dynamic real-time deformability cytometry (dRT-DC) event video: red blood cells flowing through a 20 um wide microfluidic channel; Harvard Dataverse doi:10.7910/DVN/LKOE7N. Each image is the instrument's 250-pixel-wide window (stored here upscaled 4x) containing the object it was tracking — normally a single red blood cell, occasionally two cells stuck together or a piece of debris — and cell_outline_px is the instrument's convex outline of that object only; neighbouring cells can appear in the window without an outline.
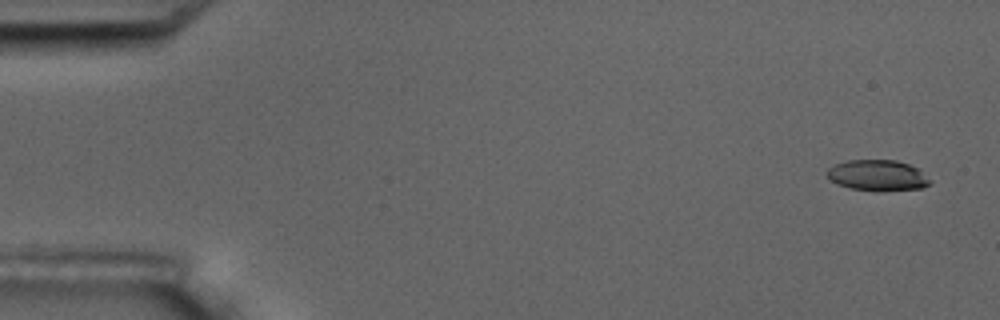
{"species": "common noctule bat (a hibernating species)", "species_latin": "Nyctalus noctula", "temperature_condition": "room temperature", "stored_images_in_passage": 4, "camera_frame_rate_fps": 3000, "um_per_image_px": 0.085, "animal": {"sex": "male", "body_mass_g": 17.5, "forearm_length_mm": 52.3}, "frame": {"image": 1, "passage_image": 1, "time_ms": 0.0, "image_size_px": [1000, 320], "cell_outline_px": [[932, 184], [920, 188], [876, 192], [852, 188], [840, 184], [832, 180], [824, 172], [828, 168], [836, 164], [848, 160], [896, 160], [920, 168], [932, 180]], "centroid_in_image_um": [74.66, 14.91], "position_along_channel_um": 10.3, "area_um2": 18.73}}
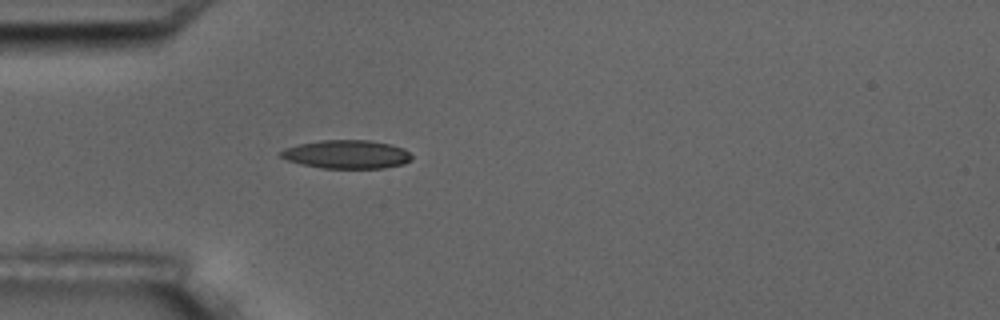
{"frame": {"image": 2, "passage_image": 4, "time_ms": 4.667, "image_size_px": [1000, 320], "cell_outline_px": [[412, 160], [404, 164], [384, 168], [320, 168], [300, 164], [288, 160], [280, 156], [280, 152], [284, 148], [300, 144], [320, 140], [368, 140], [392, 144], [404, 148], [412, 156]], "centroid_in_image_um": [29.5, 13.12], "position_along_channel_um": 55.5, "area_um2": 21.85}}